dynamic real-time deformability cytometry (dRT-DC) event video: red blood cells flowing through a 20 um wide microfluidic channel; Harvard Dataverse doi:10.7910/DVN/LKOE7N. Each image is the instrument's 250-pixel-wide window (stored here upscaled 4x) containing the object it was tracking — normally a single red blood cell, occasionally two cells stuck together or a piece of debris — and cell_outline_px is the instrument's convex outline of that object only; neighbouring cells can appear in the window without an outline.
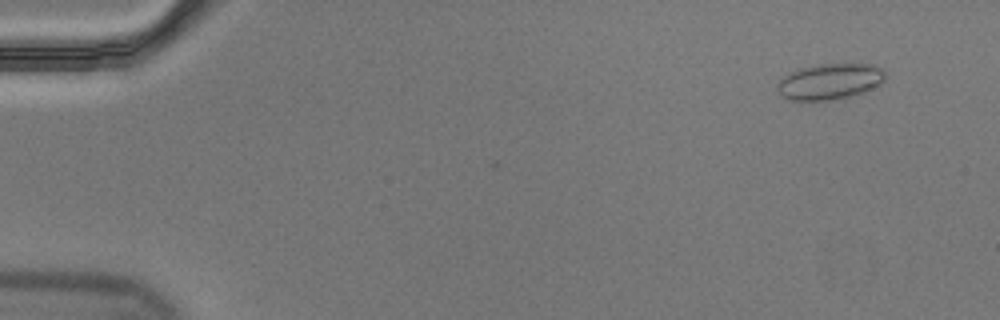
{"species": "Egyptian fruit bat (a non-hibernating species)", "species_latin": "Rousettus aegyptiacus", "temperature_condition": "cold", "stored_images_in_passage": 10, "camera_frame_rate_fps": 3000, "um_per_image_px": 0.085, "animal": {"sex": "male"}, "frame": {"image": 1, "passage_image": 1, "time_ms": 0.0, "image_size_px": [1000, 320], "cell_outline_px": [[888, 76], [880, 84], [864, 92], [848, 96], [828, 100], [788, 100], [780, 96], [776, 88], [776, 84], [784, 76], [800, 68], [820, 64], [844, 60], [872, 64], [884, 68]], "centroid_in_image_um": [70.59, 6.87], "position_along_channel_um": 14.4, "area_um2": 23.47}}